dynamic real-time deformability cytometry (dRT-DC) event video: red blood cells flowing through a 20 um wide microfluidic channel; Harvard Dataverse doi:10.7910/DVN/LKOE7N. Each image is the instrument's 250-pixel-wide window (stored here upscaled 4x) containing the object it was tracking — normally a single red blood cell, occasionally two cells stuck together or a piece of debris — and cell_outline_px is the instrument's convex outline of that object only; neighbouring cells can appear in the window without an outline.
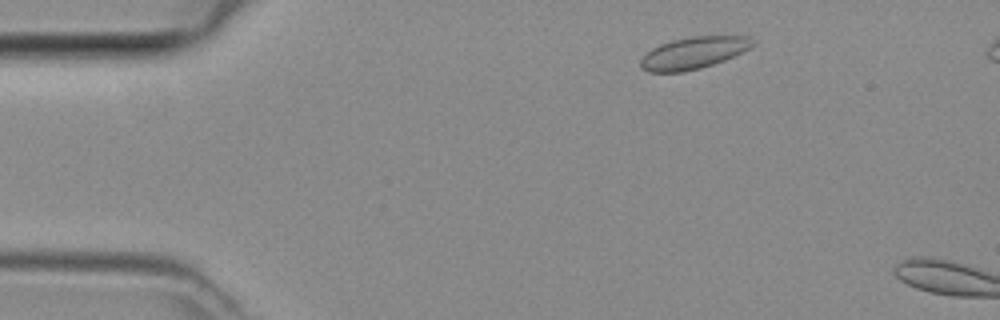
{"species": "common noctule bat (a hibernating species)", "species_latin": "Nyctalus noctula", "temperature_condition": "room temperature", "stored_images_in_passage": 3, "camera_frame_rate_fps": 3000, "um_per_image_px": 0.085, "animal": {"sex": "female", "body_mass_g": 29.2, "forearm_length_mm": 56.3}, "frame": {"image": 1, "passage_image": 1, "time_ms": 0.0, "image_size_px": [1000, 320], "cell_outline_px": [[756, 44], [724, 60], [700, 68], [684, 72], [648, 72], [640, 68], [640, 60], [652, 48], [660, 44], [672, 40], [692, 36], [748, 36], [756, 40]], "centroid_in_image_um": [58.94, 4.49], "position_along_channel_um": 26.1, "area_um2": 20.75}}